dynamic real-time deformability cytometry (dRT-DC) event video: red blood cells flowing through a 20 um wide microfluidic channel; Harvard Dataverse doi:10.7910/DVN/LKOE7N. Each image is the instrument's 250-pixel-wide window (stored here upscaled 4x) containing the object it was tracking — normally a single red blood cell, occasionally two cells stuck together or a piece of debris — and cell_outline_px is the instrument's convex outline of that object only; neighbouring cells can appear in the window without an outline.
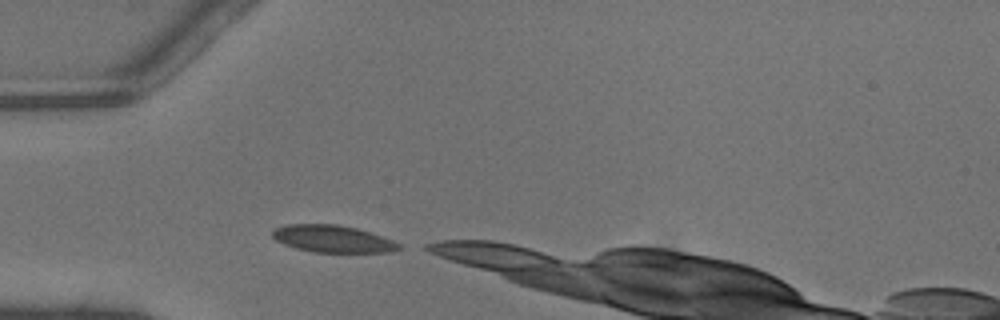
{"species": "common noctule bat (a hibernating species)", "species_latin": "Nyctalus noctula", "temperature_condition": "warm", "stored_images_in_passage": 5, "camera_frame_rate_fps": 3000, "um_per_image_px": 0.085, "animal": {"sex": "male", "body_mass_g": 13.3}, "frame": {"image": 1, "passage_image": 1, "time_ms": 0.0, "image_size_px": [1000, 320], "cell_outline_px": [[400, 248], [388, 252], [312, 252], [296, 248], [284, 244], [276, 240], [272, 236], [272, 228], [288, 224], [336, 224], [356, 228], [392, 240], [400, 244]], "centroid_in_image_um": [28.21, 20.29], "position_along_channel_um": 56.8, "area_um2": 19.83}}
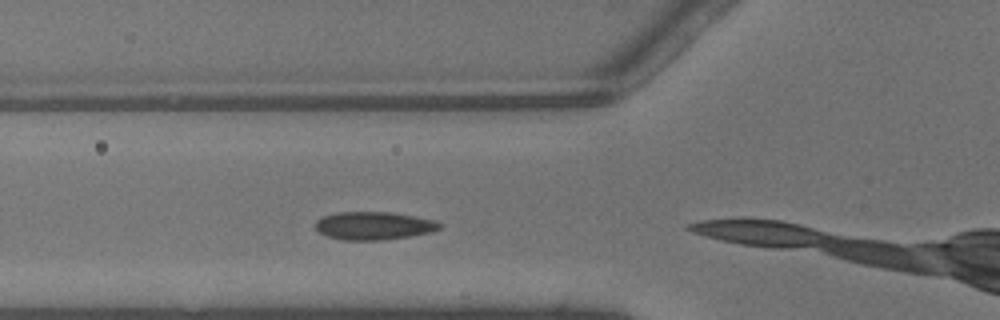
{"frame": {"image": 2, "passage_image": 4, "time_ms": 1.0, "image_size_px": [1000, 320], "cell_outline_px": [[444, 224], [440, 228], [432, 232], [408, 236], [380, 240], [340, 240], [324, 236], [316, 232], [316, 220], [324, 216], [336, 212], [392, 212], [436, 220]], "centroid_in_image_um": [31.75, 19.19], "position_along_channel_um": 94.1, "area_um2": 20.52}}